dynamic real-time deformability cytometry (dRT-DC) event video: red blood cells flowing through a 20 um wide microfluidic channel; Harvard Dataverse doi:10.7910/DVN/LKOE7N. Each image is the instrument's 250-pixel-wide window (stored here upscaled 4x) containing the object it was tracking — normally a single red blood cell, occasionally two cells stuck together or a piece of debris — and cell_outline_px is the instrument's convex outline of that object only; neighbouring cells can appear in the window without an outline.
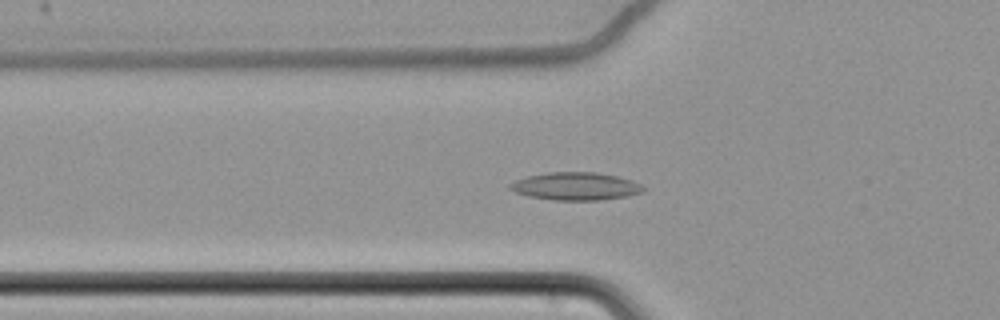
{"species": "common noctule bat (a hibernating species)", "species_latin": "Nyctalus noctula", "temperature_condition": "cold", "stored_images_in_passage": 57, "camera_frame_rate_fps": 3000, "um_per_image_px": 0.085, "animal": {"sex": "female", "body_mass_g": 22.7, "forearm_length_mm": 54.2}, "frame": {"image": 1, "passage_image": 18, "time_ms": 5.667, "image_size_px": [1000, 320], "cell_outline_px": [[648, 188], [644, 192], [628, 196], [600, 200], [552, 200], [528, 196], [516, 192], [508, 188], [508, 184], [516, 180], [528, 176], [548, 172], [596, 172], [616, 176], [632, 180]], "centroid_in_image_um": [48.96, 15.83], "position_along_channel_um": 76.8, "area_um2": 21.73}}
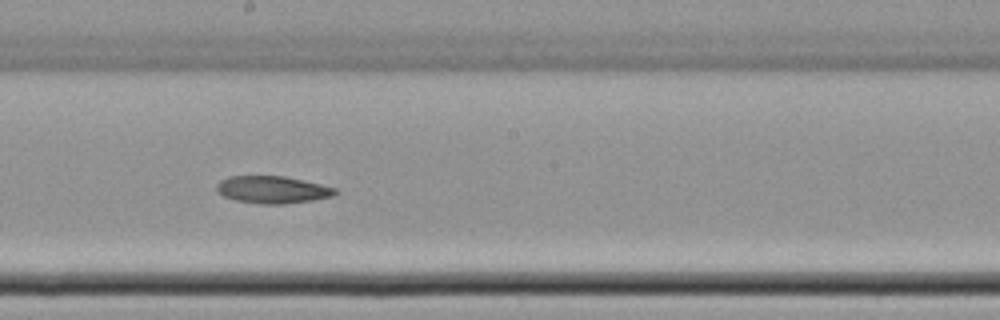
{"frame": {"image": 2, "passage_image": 31, "time_ms": 10.0, "image_size_px": [1000, 320], "cell_outline_px": [[340, 192], [332, 196], [312, 200], [284, 204], [264, 204], [236, 200], [224, 196], [216, 192], [216, 184], [220, 180], [228, 176], [284, 176], [320, 184], [336, 188]], "centroid_in_image_um": [23.14, 16.12], "position_along_channel_um": 225.1, "area_um2": 18.84}}
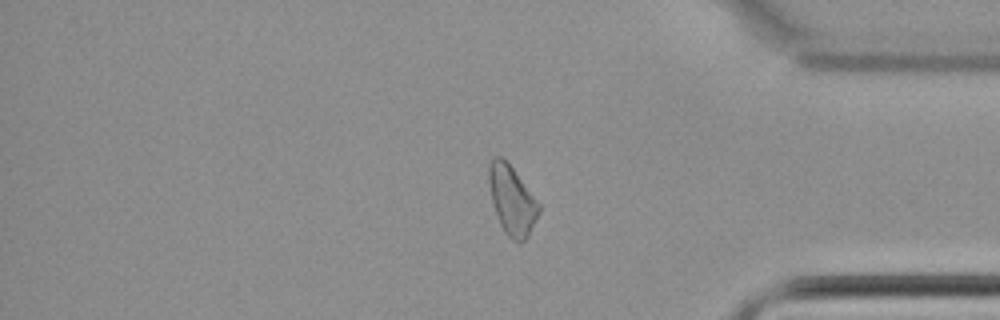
{"frame": {"image": 3, "passage_image": 47, "time_ms": 15.333, "image_size_px": [1000, 320], "cell_outline_px": [[540, 212], [528, 236], [520, 244], [512, 240], [504, 232], [496, 216], [492, 200], [488, 180], [488, 164], [496, 156], [500, 156], [508, 160], [540, 204]], "centroid_in_image_um": [43.52, 17.0], "position_along_channel_um": 391.7, "area_um2": 20.4}}